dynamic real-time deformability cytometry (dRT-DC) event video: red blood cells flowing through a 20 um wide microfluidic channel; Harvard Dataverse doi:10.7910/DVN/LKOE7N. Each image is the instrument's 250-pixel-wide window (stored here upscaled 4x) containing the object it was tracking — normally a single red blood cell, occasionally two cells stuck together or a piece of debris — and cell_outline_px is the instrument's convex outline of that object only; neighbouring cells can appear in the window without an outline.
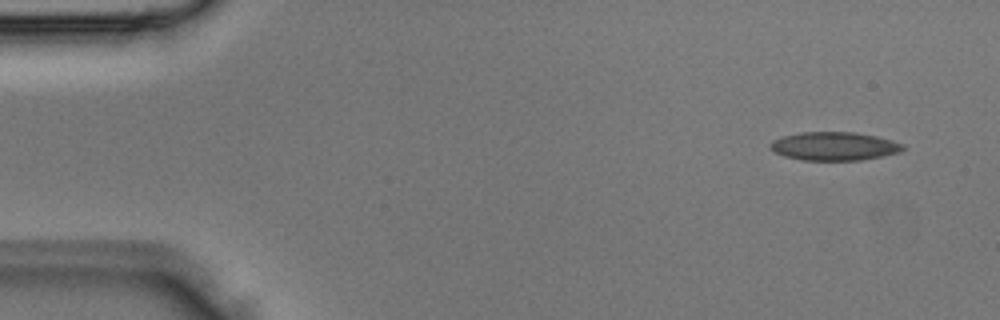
{"species": "Egyptian fruit bat (a non-hibernating species)", "species_latin": "Rousettus aegyptiacus", "temperature_condition": "room temperature", "stored_images_in_passage": 3, "camera_frame_rate_fps": 3000, "um_per_image_px": 0.085, "animal": {"sex": "male"}, "frame": {"image": 1, "passage_image": 1, "time_ms": 0.0, "image_size_px": [1000, 320], "cell_outline_px": [[904, 148], [900, 152], [860, 160], [800, 160], [784, 156], [772, 152], [768, 148], [768, 144], [772, 140], [784, 136], [800, 132], [856, 132], [876, 136], [892, 140], [904, 144]], "centroid_in_image_um": [70.85, 12.42], "position_along_channel_um": 14.1, "area_um2": 22.14}}
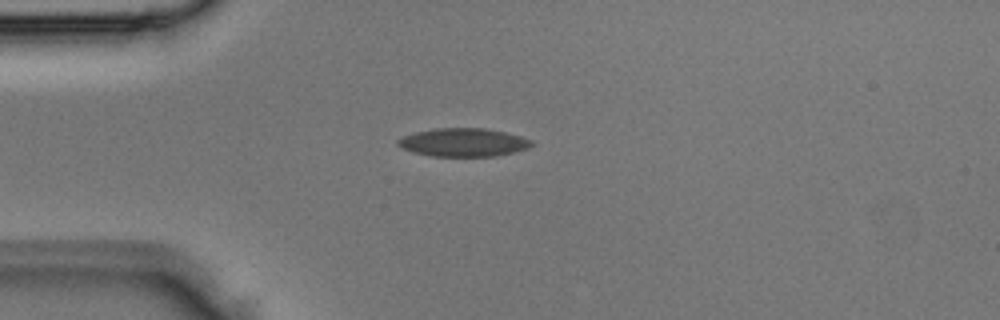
{"frame": {"image": 2, "passage_image": 3, "time_ms": 0.667, "image_size_px": [1000, 320], "cell_outline_px": [[536, 144], [528, 148], [512, 152], [492, 156], [432, 156], [416, 152], [404, 148], [396, 144], [396, 140], [404, 136], [416, 132], [436, 128], [484, 128], [504, 132], [520, 136], [532, 140]], "centroid_in_image_um": [39.41, 12.09], "position_along_channel_um": 45.6, "area_um2": 21.79}}